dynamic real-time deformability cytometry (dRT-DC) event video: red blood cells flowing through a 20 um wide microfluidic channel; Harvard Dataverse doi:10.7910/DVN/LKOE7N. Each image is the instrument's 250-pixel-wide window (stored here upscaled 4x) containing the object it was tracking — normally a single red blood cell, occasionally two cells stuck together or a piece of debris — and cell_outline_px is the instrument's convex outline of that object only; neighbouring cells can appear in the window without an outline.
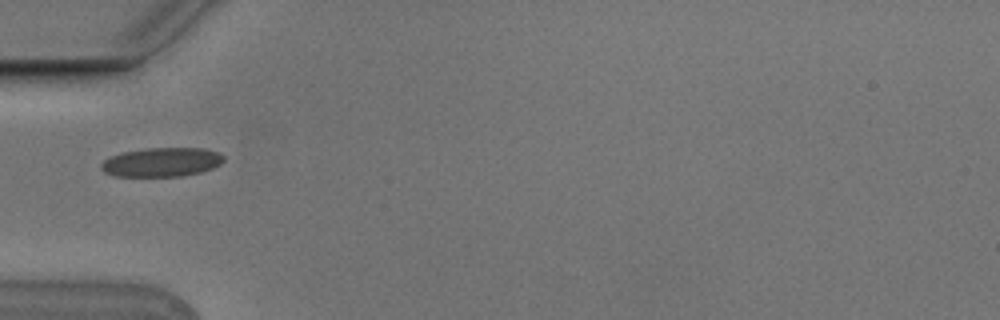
{"species": "Egyptian fruit bat (a non-hibernating species)", "species_latin": "Rousettus aegyptiacus", "temperature_condition": "cold", "stored_images_in_passage": 5, "camera_frame_rate_fps": 3000, "um_per_image_px": 0.085, "animal": {"sex": "male"}, "frame": {"image": 1, "passage_image": 5, "time_ms": 1.333, "image_size_px": [1000, 320], "cell_outline_px": [[224, 160], [220, 164], [212, 168], [200, 172], [180, 176], [116, 176], [104, 172], [100, 168], [100, 164], [108, 156], [124, 152], [148, 148], [204, 148], [220, 152], [224, 156]], "centroid_in_image_um": [13.74, 13.77], "position_along_channel_um": 71.3, "area_um2": 20.81}}